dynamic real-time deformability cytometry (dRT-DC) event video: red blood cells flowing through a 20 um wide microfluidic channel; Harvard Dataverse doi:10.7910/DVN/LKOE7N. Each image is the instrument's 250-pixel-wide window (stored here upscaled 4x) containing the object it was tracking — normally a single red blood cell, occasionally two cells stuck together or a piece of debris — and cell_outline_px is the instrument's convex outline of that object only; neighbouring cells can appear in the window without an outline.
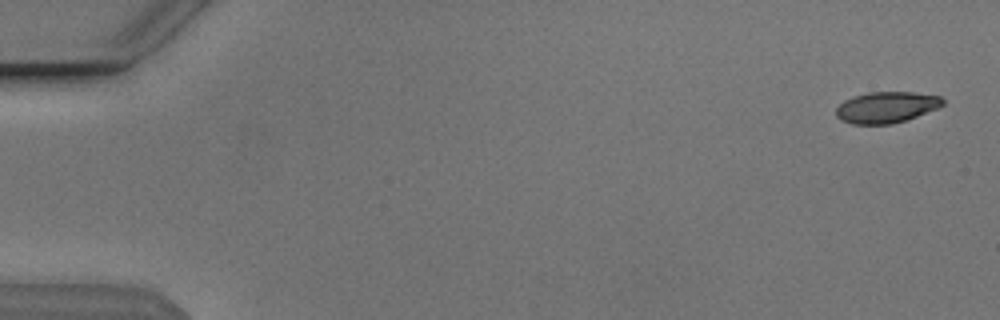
{"species": "Egyptian fruit bat (a non-hibernating species)", "species_latin": "Rousettus aegyptiacus", "temperature_condition": "cold", "stored_images_in_passage": 14, "camera_frame_rate_fps": 3000, "um_per_image_px": 0.085, "animal": {"sex": "male"}, "frame": {"image": 1, "passage_image": 2, "time_ms": 0.333, "image_size_px": [1000, 320], "cell_outline_px": [[944, 104], [936, 108], [916, 116], [892, 124], [852, 124], [840, 120], [836, 116], [836, 108], [844, 100], [852, 96], [868, 92], [912, 92], [940, 96], [944, 100]], "centroid_in_image_um": [75.3, 9.11], "position_along_channel_um": 9.7, "area_um2": 19.31}}